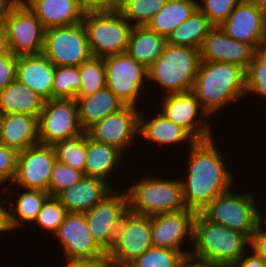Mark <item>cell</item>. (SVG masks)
<instances>
[{
	"label": "cell",
	"instance_id": "cell-1",
	"mask_svg": "<svg viewBox=\"0 0 266 267\" xmlns=\"http://www.w3.org/2000/svg\"><path fill=\"white\" fill-rule=\"evenodd\" d=\"M215 141L213 137L190 146L186 176L180 177L184 204L196 213L235 186V178L226 167L224 155Z\"/></svg>",
	"mask_w": 266,
	"mask_h": 267
},
{
	"label": "cell",
	"instance_id": "cell-2",
	"mask_svg": "<svg viewBox=\"0 0 266 267\" xmlns=\"http://www.w3.org/2000/svg\"><path fill=\"white\" fill-rule=\"evenodd\" d=\"M192 92L213 118L246 96L245 70L232 63L200 60Z\"/></svg>",
	"mask_w": 266,
	"mask_h": 267
},
{
	"label": "cell",
	"instance_id": "cell-3",
	"mask_svg": "<svg viewBox=\"0 0 266 267\" xmlns=\"http://www.w3.org/2000/svg\"><path fill=\"white\" fill-rule=\"evenodd\" d=\"M190 256L212 265L236 264L250 249V238L221 224L210 222L197 213L193 223Z\"/></svg>",
	"mask_w": 266,
	"mask_h": 267
},
{
	"label": "cell",
	"instance_id": "cell-4",
	"mask_svg": "<svg viewBox=\"0 0 266 267\" xmlns=\"http://www.w3.org/2000/svg\"><path fill=\"white\" fill-rule=\"evenodd\" d=\"M200 62V50L167 43L163 53L147 69L148 80L164 95L192 91Z\"/></svg>",
	"mask_w": 266,
	"mask_h": 267
},
{
	"label": "cell",
	"instance_id": "cell-5",
	"mask_svg": "<svg viewBox=\"0 0 266 267\" xmlns=\"http://www.w3.org/2000/svg\"><path fill=\"white\" fill-rule=\"evenodd\" d=\"M127 189L128 207L134 214L155 216L186 209L180 178L145 175Z\"/></svg>",
	"mask_w": 266,
	"mask_h": 267
},
{
	"label": "cell",
	"instance_id": "cell-6",
	"mask_svg": "<svg viewBox=\"0 0 266 267\" xmlns=\"http://www.w3.org/2000/svg\"><path fill=\"white\" fill-rule=\"evenodd\" d=\"M255 194L236 193L233 188L210 202L200 214L213 223L221 224L239 231L249 238L262 223L261 211H258Z\"/></svg>",
	"mask_w": 266,
	"mask_h": 267
},
{
	"label": "cell",
	"instance_id": "cell-7",
	"mask_svg": "<svg viewBox=\"0 0 266 267\" xmlns=\"http://www.w3.org/2000/svg\"><path fill=\"white\" fill-rule=\"evenodd\" d=\"M82 23L92 56L104 58L126 52L133 26L118 9L85 12Z\"/></svg>",
	"mask_w": 266,
	"mask_h": 267
},
{
	"label": "cell",
	"instance_id": "cell-8",
	"mask_svg": "<svg viewBox=\"0 0 266 267\" xmlns=\"http://www.w3.org/2000/svg\"><path fill=\"white\" fill-rule=\"evenodd\" d=\"M42 53L55 66L79 67L92 57L84 24L80 22L45 30Z\"/></svg>",
	"mask_w": 266,
	"mask_h": 267
},
{
	"label": "cell",
	"instance_id": "cell-9",
	"mask_svg": "<svg viewBox=\"0 0 266 267\" xmlns=\"http://www.w3.org/2000/svg\"><path fill=\"white\" fill-rule=\"evenodd\" d=\"M106 69V87L125 105L136 107L142 95L145 81L148 80L147 68L126 52L103 58Z\"/></svg>",
	"mask_w": 266,
	"mask_h": 267
},
{
	"label": "cell",
	"instance_id": "cell-10",
	"mask_svg": "<svg viewBox=\"0 0 266 267\" xmlns=\"http://www.w3.org/2000/svg\"><path fill=\"white\" fill-rule=\"evenodd\" d=\"M3 24L10 50L14 55L42 53L45 29L27 3L18 1Z\"/></svg>",
	"mask_w": 266,
	"mask_h": 267
},
{
	"label": "cell",
	"instance_id": "cell-11",
	"mask_svg": "<svg viewBox=\"0 0 266 267\" xmlns=\"http://www.w3.org/2000/svg\"><path fill=\"white\" fill-rule=\"evenodd\" d=\"M128 210L127 192L117 188L84 212L90 234L106 253L112 248L122 217Z\"/></svg>",
	"mask_w": 266,
	"mask_h": 267
},
{
	"label": "cell",
	"instance_id": "cell-12",
	"mask_svg": "<svg viewBox=\"0 0 266 267\" xmlns=\"http://www.w3.org/2000/svg\"><path fill=\"white\" fill-rule=\"evenodd\" d=\"M39 143H54L84 132L76 99H50L44 102L38 117Z\"/></svg>",
	"mask_w": 266,
	"mask_h": 267
},
{
	"label": "cell",
	"instance_id": "cell-13",
	"mask_svg": "<svg viewBox=\"0 0 266 267\" xmlns=\"http://www.w3.org/2000/svg\"><path fill=\"white\" fill-rule=\"evenodd\" d=\"M164 96L160 100L162 102L159 103L161 105L160 113L166 118L184 128L196 141L214 137L212 125L209 123L211 117L202 108L200 101L192 91Z\"/></svg>",
	"mask_w": 266,
	"mask_h": 267
},
{
	"label": "cell",
	"instance_id": "cell-14",
	"mask_svg": "<svg viewBox=\"0 0 266 267\" xmlns=\"http://www.w3.org/2000/svg\"><path fill=\"white\" fill-rule=\"evenodd\" d=\"M150 247V216L128 210L122 217L115 242L107 254L109 260L115 263L130 265Z\"/></svg>",
	"mask_w": 266,
	"mask_h": 267
},
{
	"label": "cell",
	"instance_id": "cell-15",
	"mask_svg": "<svg viewBox=\"0 0 266 267\" xmlns=\"http://www.w3.org/2000/svg\"><path fill=\"white\" fill-rule=\"evenodd\" d=\"M197 213L191 209L150 216L151 243L153 247L167 248L190 256L184 242H193V223ZM184 247V248H183ZM184 249V250H183Z\"/></svg>",
	"mask_w": 266,
	"mask_h": 267
},
{
	"label": "cell",
	"instance_id": "cell-16",
	"mask_svg": "<svg viewBox=\"0 0 266 267\" xmlns=\"http://www.w3.org/2000/svg\"><path fill=\"white\" fill-rule=\"evenodd\" d=\"M56 160L52 145L39 143L18 152L16 173L11 187L14 184L17 190L25 188L48 192Z\"/></svg>",
	"mask_w": 266,
	"mask_h": 267
},
{
	"label": "cell",
	"instance_id": "cell-17",
	"mask_svg": "<svg viewBox=\"0 0 266 267\" xmlns=\"http://www.w3.org/2000/svg\"><path fill=\"white\" fill-rule=\"evenodd\" d=\"M139 108L126 105L95 123L87 130L88 135L95 141L115 147L125 154L139 135Z\"/></svg>",
	"mask_w": 266,
	"mask_h": 267
},
{
	"label": "cell",
	"instance_id": "cell-18",
	"mask_svg": "<svg viewBox=\"0 0 266 267\" xmlns=\"http://www.w3.org/2000/svg\"><path fill=\"white\" fill-rule=\"evenodd\" d=\"M66 260L92 259L106 254L89 232L84 213L68 212L53 234Z\"/></svg>",
	"mask_w": 266,
	"mask_h": 267
},
{
	"label": "cell",
	"instance_id": "cell-19",
	"mask_svg": "<svg viewBox=\"0 0 266 267\" xmlns=\"http://www.w3.org/2000/svg\"><path fill=\"white\" fill-rule=\"evenodd\" d=\"M220 27L231 38L257 51L266 32V16L252 0H242Z\"/></svg>",
	"mask_w": 266,
	"mask_h": 267
},
{
	"label": "cell",
	"instance_id": "cell-20",
	"mask_svg": "<svg viewBox=\"0 0 266 267\" xmlns=\"http://www.w3.org/2000/svg\"><path fill=\"white\" fill-rule=\"evenodd\" d=\"M257 51L249 44L228 36L220 26H214L200 49V60L232 63L247 70Z\"/></svg>",
	"mask_w": 266,
	"mask_h": 267
},
{
	"label": "cell",
	"instance_id": "cell-21",
	"mask_svg": "<svg viewBox=\"0 0 266 267\" xmlns=\"http://www.w3.org/2000/svg\"><path fill=\"white\" fill-rule=\"evenodd\" d=\"M56 66L43 54L17 56L16 80L24 84L45 101L52 99Z\"/></svg>",
	"mask_w": 266,
	"mask_h": 267
},
{
	"label": "cell",
	"instance_id": "cell-22",
	"mask_svg": "<svg viewBox=\"0 0 266 267\" xmlns=\"http://www.w3.org/2000/svg\"><path fill=\"white\" fill-rule=\"evenodd\" d=\"M103 179L86 176L56 197L68 212L84 213L101 202L114 188Z\"/></svg>",
	"mask_w": 266,
	"mask_h": 267
},
{
	"label": "cell",
	"instance_id": "cell-23",
	"mask_svg": "<svg viewBox=\"0 0 266 267\" xmlns=\"http://www.w3.org/2000/svg\"><path fill=\"white\" fill-rule=\"evenodd\" d=\"M0 144L17 152L39 144L38 117L22 113L3 114Z\"/></svg>",
	"mask_w": 266,
	"mask_h": 267
},
{
	"label": "cell",
	"instance_id": "cell-24",
	"mask_svg": "<svg viewBox=\"0 0 266 267\" xmlns=\"http://www.w3.org/2000/svg\"><path fill=\"white\" fill-rule=\"evenodd\" d=\"M35 12L45 30L78 24L83 21L84 11L79 0H20Z\"/></svg>",
	"mask_w": 266,
	"mask_h": 267
},
{
	"label": "cell",
	"instance_id": "cell-25",
	"mask_svg": "<svg viewBox=\"0 0 266 267\" xmlns=\"http://www.w3.org/2000/svg\"><path fill=\"white\" fill-rule=\"evenodd\" d=\"M150 117H148L149 120H146V116L144 117V113L140 111L138 140L140 137H144L147 142H154L160 146L186 144L184 142H188L189 146H192L196 142L184 128L166 118L160 111Z\"/></svg>",
	"mask_w": 266,
	"mask_h": 267
},
{
	"label": "cell",
	"instance_id": "cell-26",
	"mask_svg": "<svg viewBox=\"0 0 266 267\" xmlns=\"http://www.w3.org/2000/svg\"><path fill=\"white\" fill-rule=\"evenodd\" d=\"M79 120L84 131L108 115L114 114L126 105L107 87L92 95L76 100Z\"/></svg>",
	"mask_w": 266,
	"mask_h": 267
},
{
	"label": "cell",
	"instance_id": "cell-27",
	"mask_svg": "<svg viewBox=\"0 0 266 267\" xmlns=\"http://www.w3.org/2000/svg\"><path fill=\"white\" fill-rule=\"evenodd\" d=\"M22 192V193H21ZM50 195L48 192L37 189H25L18 192L16 200H7V226L9 232L16 231L25 224H33L45 200ZM15 202V204H13ZM15 205V206H14ZM25 223V224H24Z\"/></svg>",
	"mask_w": 266,
	"mask_h": 267
},
{
	"label": "cell",
	"instance_id": "cell-28",
	"mask_svg": "<svg viewBox=\"0 0 266 267\" xmlns=\"http://www.w3.org/2000/svg\"><path fill=\"white\" fill-rule=\"evenodd\" d=\"M45 100L17 80L0 90V112L22 113L39 117Z\"/></svg>",
	"mask_w": 266,
	"mask_h": 267
},
{
	"label": "cell",
	"instance_id": "cell-29",
	"mask_svg": "<svg viewBox=\"0 0 266 267\" xmlns=\"http://www.w3.org/2000/svg\"><path fill=\"white\" fill-rule=\"evenodd\" d=\"M123 155L117 148L97 142L87 133L85 175L108 182L111 180V173L119 168V164H123Z\"/></svg>",
	"mask_w": 266,
	"mask_h": 267
},
{
	"label": "cell",
	"instance_id": "cell-30",
	"mask_svg": "<svg viewBox=\"0 0 266 267\" xmlns=\"http://www.w3.org/2000/svg\"><path fill=\"white\" fill-rule=\"evenodd\" d=\"M166 45L167 39L147 26L133 27L126 53L148 69L163 53Z\"/></svg>",
	"mask_w": 266,
	"mask_h": 267
},
{
	"label": "cell",
	"instance_id": "cell-31",
	"mask_svg": "<svg viewBox=\"0 0 266 267\" xmlns=\"http://www.w3.org/2000/svg\"><path fill=\"white\" fill-rule=\"evenodd\" d=\"M198 9L197 0H168L147 27L164 38Z\"/></svg>",
	"mask_w": 266,
	"mask_h": 267
},
{
	"label": "cell",
	"instance_id": "cell-32",
	"mask_svg": "<svg viewBox=\"0 0 266 267\" xmlns=\"http://www.w3.org/2000/svg\"><path fill=\"white\" fill-rule=\"evenodd\" d=\"M213 27L209 19L197 9L174 29L167 38V43L200 50L205 37Z\"/></svg>",
	"mask_w": 266,
	"mask_h": 267
},
{
	"label": "cell",
	"instance_id": "cell-33",
	"mask_svg": "<svg viewBox=\"0 0 266 267\" xmlns=\"http://www.w3.org/2000/svg\"><path fill=\"white\" fill-rule=\"evenodd\" d=\"M56 159L85 175L87 131L52 145Z\"/></svg>",
	"mask_w": 266,
	"mask_h": 267
},
{
	"label": "cell",
	"instance_id": "cell-34",
	"mask_svg": "<svg viewBox=\"0 0 266 267\" xmlns=\"http://www.w3.org/2000/svg\"><path fill=\"white\" fill-rule=\"evenodd\" d=\"M168 0H120L118 10L133 27L147 26Z\"/></svg>",
	"mask_w": 266,
	"mask_h": 267
},
{
	"label": "cell",
	"instance_id": "cell-35",
	"mask_svg": "<svg viewBox=\"0 0 266 267\" xmlns=\"http://www.w3.org/2000/svg\"><path fill=\"white\" fill-rule=\"evenodd\" d=\"M78 68L81 85L75 96L76 100L92 95L106 87V69L102 57L92 56Z\"/></svg>",
	"mask_w": 266,
	"mask_h": 267
},
{
	"label": "cell",
	"instance_id": "cell-36",
	"mask_svg": "<svg viewBox=\"0 0 266 267\" xmlns=\"http://www.w3.org/2000/svg\"><path fill=\"white\" fill-rule=\"evenodd\" d=\"M81 78L76 66H56L52 99H75L80 88Z\"/></svg>",
	"mask_w": 266,
	"mask_h": 267
},
{
	"label": "cell",
	"instance_id": "cell-37",
	"mask_svg": "<svg viewBox=\"0 0 266 267\" xmlns=\"http://www.w3.org/2000/svg\"><path fill=\"white\" fill-rule=\"evenodd\" d=\"M185 258L178 251L152 246L130 265L132 267H180Z\"/></svg>",
	"mask_w": 266,
	"mask_h": 267
},
{
	"label": "cell",
	"instance_id": "cell-38",
	"mask_svg": "<svg viewBox=\"0 0 266 267\" xmlns=\"http://www.w3.org/2000/svg\"><path fill=\"white\" fill-rule=\"evenodd\" d=\"M67 213L68 211L56 196H49L45 200L32 226L41 227L42 230L45 229L53 235L64 221Z\"/></svg>",
	"mask_w": 266,
	"mask_h": 267
},
{
	"label": "cell",
	"instance_id": "cell-39",
	"mask_svg": "<svg viewBox=\"0 0 266 267\" xmlns=\"http://www.w3.org/2000/svg\"><path fill=\"white\" fill-rule=\"evenodd\" d=\"M246 93L266 98V60L257 52L245 71Z\"/></svg>",
	"mask_w": 266,
	"mask_h": 267
},
{
	"label": "cell",
	"instance_id": "cell-40",
	"mask_svg": "<svg viewBox=\"0 0 266 267\" xmlns=\"http://www.w3.org/2000/svg\"><path fill=\"white\" fill-rule=\"evenodd\" d=\"M83 177V172L76 171L69 165L56 160L51 172L48 194L57 196L64 189L78 183Z\"/></svg>",
	"mask_w": 266,
	"mask_h": 267
},
{
	"label": "cell",
	"instance_id": "cell-41",
	"mask_svg": "<svg viewBox=\"0 0 266 267\" xmlns=\"http://www.w3.org/2000/svg\"><path fill=\"white\" fill-rule=\"evenodd\" d=\"M241 1L242 0H199L198 9L209 19L213 26H220Z\"/></svg>",
	"mask_w": 266,
	"mask_h": 267
},
{
	"label": "cell",
	"instance_id": "cell-42",
	"mask_svg": "<svg viewBox=\"0 0 266 267\" xmlns=\"http://www.w3.org/2000/svg\"><path fill=\"white\" fill-rule=\"evenodd\" d=\"M18 152L0 144V186L12 185L16 173Z\"/></svg>",
	"mask_w": 266,
	"mask_h": 267
},
{
	"label": "cell",
	"instance_id": "cell-43",
	"mask_svg": "<svg viewBox=\"0 0 266 267\" xmlns=\"http://www.w3.org/2000/svg\"><path fill=\"white\" fill-rule=\"evenodd\" d=\"M17 56L12 52L0 55V90L16 80Z\"/></svg>",
	"mask_w": 266,
	"mask_h": 267
},
{
	"label": "cell",
	"instance_id": "cell-44",
	"mask_svg": "<svg viewBox=\"0 0 266 267\" xmlns=\"http://www.w3.org/2000/svg\"><path fill=\"white\" fill-rule=\"evenodd\" d=\"M261 223L250 238V250L266 262V230Z\"/></svg>",
	"mask_w": 266,
	"mask_h": 267
},
{
	"label": "cell",
	"instance_id": "cell-45",
	"mask_svg": "<svg viewBox=\"0 0 266 267\" xmlns=\"http://www.w3.org/2000/svg\"><path fill=\"white\" fill-rule=\"evenodd\" d=\"M84 12L109 11L118 9L120 0H79Z\"/></svg>",
	"mask_w": 266,
	"mask_h": 267
},
{
	"label": "cell",
	"instance_id": "cell-46",
	"mask_svg": "<svg viewBox=\"0 0 266 267\" xmlns=\"http://www.w3.org/2000/svg\"><path fill=\"white\" fill-rule=\"evenodd\" d=\"M109 261V256L106 253L92 259L66 260L64 267H108Z\"/></svg>",
	"mask_w": 266,
	"mask_h": 267
},
{
	"label": "cell",
	"instance_id": "cell-47",
	"mask_svg": "<svg viewBox=\"0 0 266 267\" xmlns=\"http://www.w3.org/2000/svg\"><path fill=\"white\" fill-rule=\"evenodd\" d=\"M238 267H266V262L249 249L236 263Z\"/></svg>",
	"mask_w": 266,
	"mask_h": 267
},
{
	"label": "cell",
	"instance_id": "cell-48",
	"mask_svg": "<svg viewBox=\"0 0 266 267\" xmlns=\"http://www.w3.org/2000/svg\"><path fill=\"white\" fill-rule=\"evenodd\" d=\"M20 0H0V24L4 23L12 7Z\"/></svg>",
	"mask_w": 266,
	"mask_h": 267
},
{
	"label": "cell",
	"instance_id": "cell-49",
	"mask_svg": "<svg viewBox=\"0 0 266 267\" xmlns=\"http://www.w3.org/2000/svg\"><path fill=\"white\" fill-rule=\"evenodd\" d=\"M180 267H213V265L188 256L181 262Z\"/></svg>",
	"mask_w": 266,
	"mask_h": 267
},
{
	"label": "cell",
	"instance_id": "cell-50",
	"mask_svg": "<svg viewBox=\"0 0 266 267\" xmlns=\"http://www.w3.org/2000/svg\"><path fill=\"white\" fill-rule=\"evenodd\" d=\"M2 198H0L1 200ZM7 203L6 200L0 201V234L9 232L8 226H7V210L5 207V204Z\"/></svg>",
	"mask_w": 266,
	"mask_h": 267
},
{
	"label": "cell",
	"instance_id": "cell-51",
	"mask_svg": "<svg viewBox=\"0 0 266 267\" xmlns=\"http://www.w3.org/2000/svg\"><path fill=\"white\" fill-rule=\"evenodd\" d=\"M11 52L4 24H0V55Z\"/></svg>",
	"mask_w": 266,
	"mask_h": 267
},
{
	"label": "cell",
	"instance_id": "cell-52",
	"mask_svg": "<svg viewBox=\"0 0 266 267\" xmlns=\"http://www.w3.org/2000/svg\"><path fill=\"white\" fill-rule=\"evenodd\" d=\"M257 53L266 60V32L263 36V40L257 50Z\"/></svg>",
	"mask_w": 266,
	"mask_h": 267
},
{
	"label": "cell",
	"instance_id": "cell-53",
	"mask_svg": "<svg viewBox=\"0 0 266 267\" xmlns=\"http://www.w3.org/2000/svg\"><path fill=\"white\" fill-rule=\"evenodd\" d=\"M252 1L266 16V0H252Z\"/></svg>",
	"mask_w": 266,
	"mask_h": 267
},
{
	"label": "cell",
	"instance_id": "cell-54",
	"mask_svg": "<svg viewBox=\"0 0 266 267\" xmlns=\"http://www.w3.org/2000/svg\"><path fill=\"white\" fill-rule=\"evenodd\" d=\"M108 267H132V266L129 264H118L110 260Z\"/></svg>",
	"mask_w": 266,
	"mask_h": 267
},
{
	"label": "cell",
	"instance_id": "cell-55",
	"mask_svg": "<svg viewBox=\"0 0 266 267\" xmlns=\"http://www.w3.org/2000/svg\"><path fill=\"white\" fill-rule=\"evenodd\" d=\"M213 267H238L237 264H217L213 265Z\"/></svg>",
	"mask_w": 266,
	"mask_h": 267
},
{
	"label": "cell",
	"instance_id": "cell-56",
	"mask_svg": "<svg viewBox=\"0 0 266 267\" xmlns=\"http://www.w3.org/2000/svg\"><path fill=\"white\" fill-rule=\"evenodd\" d=\"M264 217L266 218V211H265V216ZM264 217L262 216V221L261 222H262L263 225L265 224L264 228H266V221H265L266 219Z\"/></svg>",
	"mask_w": 266,
	"mask_h": 267
},
{
	"label": "cell",
	"instance_id": "cell-57",
	"mask_svg": "<svg viewBox=\"0 0 266 267\" xmlns=\"http://www.w3.org/2000/svg\"><path fill=\"white\" fill-rule=\"evenodd\" d=\"M2 120H3V114L0 112V132H1Z\"/></svg>",
	"mask_w": 266,
	"mask_h": 267
}]
</instances>
